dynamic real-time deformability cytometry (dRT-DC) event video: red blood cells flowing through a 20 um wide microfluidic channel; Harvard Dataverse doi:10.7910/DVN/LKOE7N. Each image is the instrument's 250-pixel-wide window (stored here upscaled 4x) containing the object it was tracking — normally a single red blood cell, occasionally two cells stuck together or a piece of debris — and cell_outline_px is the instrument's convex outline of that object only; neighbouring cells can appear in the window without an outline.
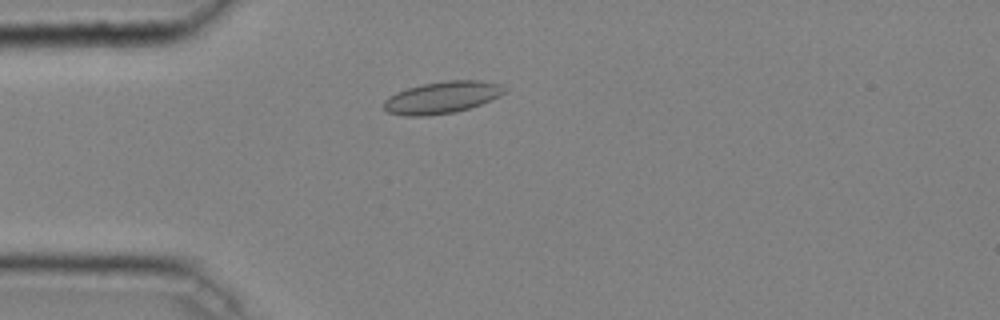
{"species": "common noctule bat (a hibernating species)", "species_latin": "Nyctalus noctula", "temperature_condition": "cold", "stored_images_in_passage": 39, "camera_frame_rate_fps": 3000, "um_per_image_px": 0.085, "animal": {"sex": "male", "body_mass_g": 20.4}, "frame": {"image": 1, "passage_image": 10, "time_ms": 3.0, "image_size_px": [1000, 320], "cell_outline_px": [[508, 88], [500, 96], [480, 104], [456, 112], [424, 116], [404, 116], [388, 112], [384, 108], [384, 100], [388, 96], [396, 92], [408, 88], [424, 84], [448, 80], [480, 80], [500, 84]], "centroid_in_image_um": [37.57, 8.28], "position_along_channel_um": 47.4, "area_um2": 22.43}}
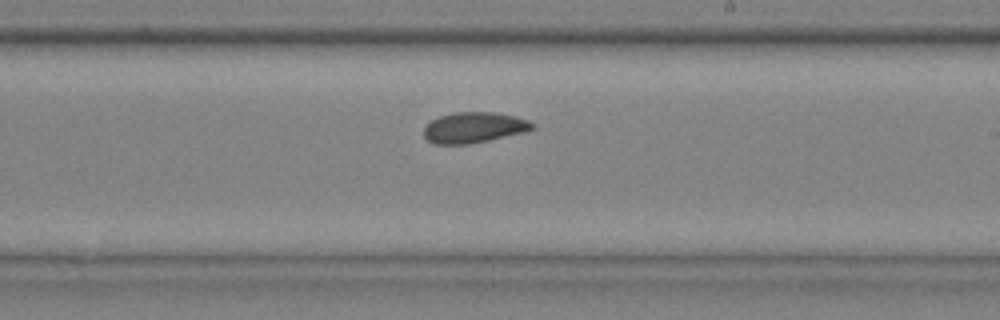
{"frame": {"image": 2, "passage_image": 26, "time_ms": 8.333, "image_size_px": [1000, 320], "cell_outline_px": [[536, 128], [524, 132], [488, 140], [468, 144], [436, 144], [428, 140], [424, 136], [424, 128], [432, 120], [440, 116], [456, 112], [492, 112], [516, 116], [528, 120]], "centroid_in_image_um": [40.29, 10.84], "position_along_channel_um": 248.7, "area_um2": 19.19}}
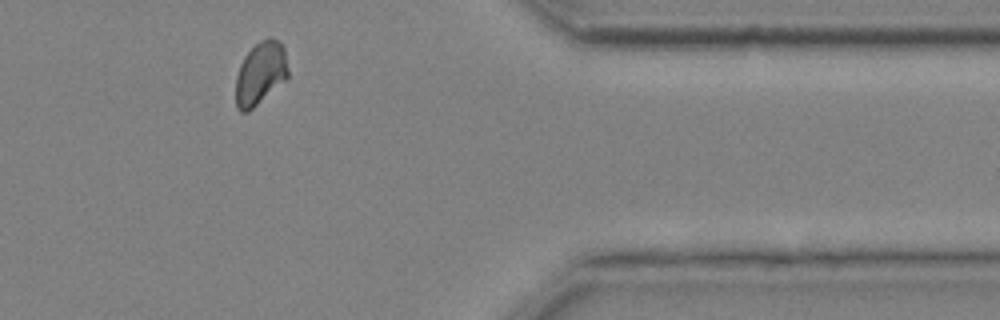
{"frame": {"image": 3, "passage_image": 38, "time_ms": 12.333, "image_size_px": [1000, 320], "cell_outline_px": [[288, 76], [284, 80], [248, 112], [240, 112], [236, 108], [236, 76], [240, 64], [244, 56], [260, 40], [268, 36], [272, 36], [280, 40], [284, 48], [288, 68]], "centroid_in_image_um": [22.13, 6.19], "position_along_channel_um": 389.3, "area_um2": 19.19}, "authors_computed_cell_mechanics": {"area_um2": 19.8254, "velocity_mm_per_s": 4.0293, "shape_relaxation_time_tau1_ms": 5.3625, "shape_relaxation_time_tau2_ms": 1.1905, "deformation_change_tau1": 0.0832, "deformation_change_tau2": 0.0431}}